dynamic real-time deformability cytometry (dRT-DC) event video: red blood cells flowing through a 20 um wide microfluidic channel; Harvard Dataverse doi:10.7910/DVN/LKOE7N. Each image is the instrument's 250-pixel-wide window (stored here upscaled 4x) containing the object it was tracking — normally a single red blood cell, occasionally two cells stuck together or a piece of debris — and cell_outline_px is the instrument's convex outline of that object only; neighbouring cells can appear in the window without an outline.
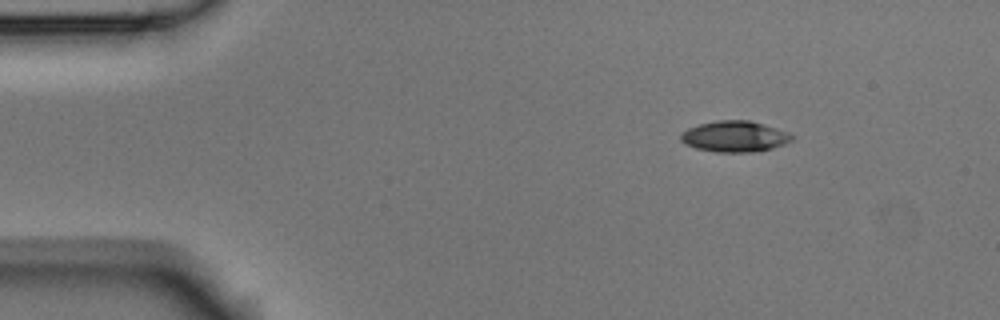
{"species": "Egyptian fruit bat (a non-hibernating species)", "species_latin": "Rousettus aegyptiacus", "temperature_condition": "room temperature", "stored_images_in_passage": 7, "camera_frame_rate_fps": 3000, "um_per_image_px": 0.085, "animal": {"sex": "male"}, "frame": {"image": 1, "passage_image": 1, "time_ms": 0.0, "image_size_px": [1000, 320], "cell_outline_px": [[796, 136], [792, 140], [784, 144], [772, 148], [752, 152], [716, 152], [696, 148], [684, 144], [680, 140], [680, 132], [688, 128], [700, 124], [716, 120], [748, 120], [764, 124], [788, 132]], "centroid_in_image_um": [62.43, 11.59], "position_along_channel_um": 22.6, "area_um2": 20.17}}
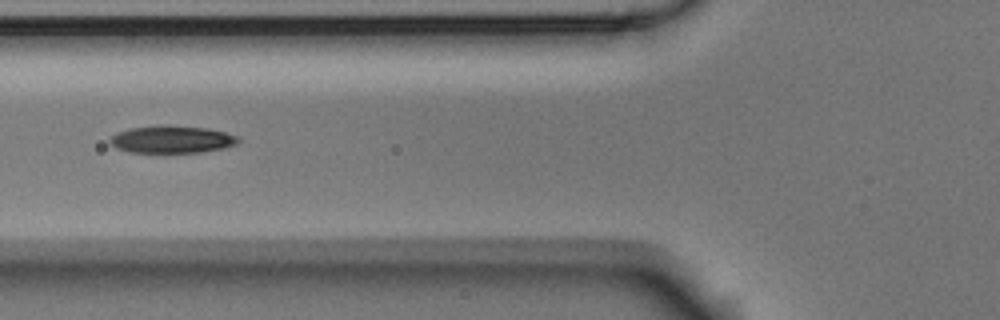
{"frame": {"image": 2, "passage_image": 4, "time_ms": 1.0, "image_size_px": [1000, 320], "cell_outline_px": [[240, 140], [236, 144], [224, 148], [200, 152], [128, 152], [116, 148], [108, 140], [112, 136], [128, 128], [208, 128], [240, 136]], "centroid_in_image_um": [14.66, 11.9], "position_along_channel_um": 111.1, "area_um2": 19.42}}
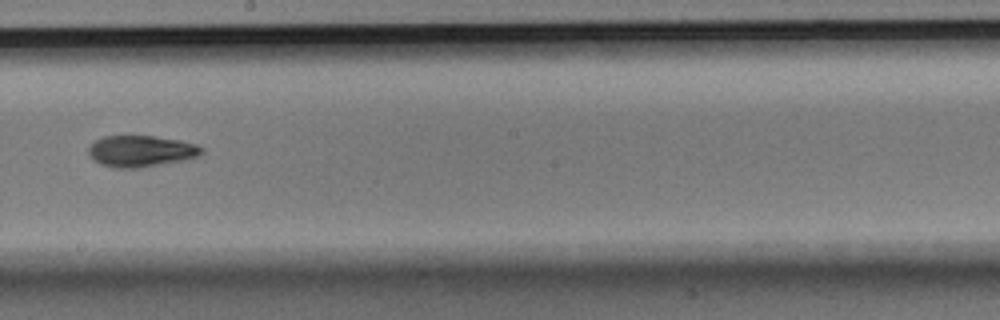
{"frame": {"image": 3, "passage_image": 7, "time_ms": 2.0, "image_size_px": [1000, 320], "cell_outline_px": [[204, 152], [196, 156], [184, 160], [136, 168], [112, 168], [100, 164], [92, 160], [88, 152], [88, 148], [96, 140], [104, 136], [156, 136], [180, 140], [196, 144], [204, 148]], "centroid_in_image_um": [11.97, 12.85], "position_along_channel_um": 236.2, "area_um2": 20.69}}